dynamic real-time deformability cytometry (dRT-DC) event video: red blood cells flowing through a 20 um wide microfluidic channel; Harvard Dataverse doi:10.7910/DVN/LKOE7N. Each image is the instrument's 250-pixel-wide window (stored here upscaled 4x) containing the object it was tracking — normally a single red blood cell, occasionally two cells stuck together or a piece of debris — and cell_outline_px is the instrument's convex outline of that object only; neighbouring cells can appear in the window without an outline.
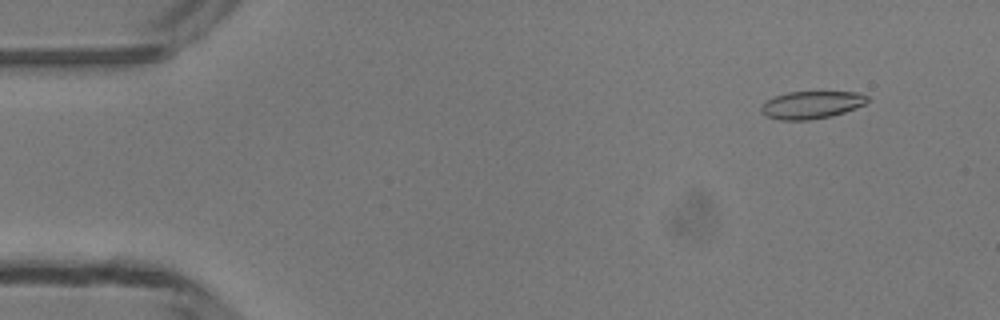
{"species": "common noctule bat (a hibernating species)", "species_latin": "Nyctalus noctula", "temperature_condition": "room temperature", "stored_images_in_passage": 12, "camera_frame_rate_fps": 3000, "um_per_image_px": 0.085, "animal": {"sex": "male", "body_mass_g": 13.3}, "frame": {"image": 1, "passage_image": 5, "time_ms": 1.333, "image_size_px": [1000, 320], "cell_outline_px": [[868, 100], [864, 104], [856, 108], [832, 116], [808, 120], [780, 120], [768, 116], [760, 112], [760, 104], [776, 96], [788, 92], [856, 92], [868, 96]], "centroid_in_image_um": [68.96, 8.92], "position_along_channel_um": 16.0, "area_um2": 16.99}}